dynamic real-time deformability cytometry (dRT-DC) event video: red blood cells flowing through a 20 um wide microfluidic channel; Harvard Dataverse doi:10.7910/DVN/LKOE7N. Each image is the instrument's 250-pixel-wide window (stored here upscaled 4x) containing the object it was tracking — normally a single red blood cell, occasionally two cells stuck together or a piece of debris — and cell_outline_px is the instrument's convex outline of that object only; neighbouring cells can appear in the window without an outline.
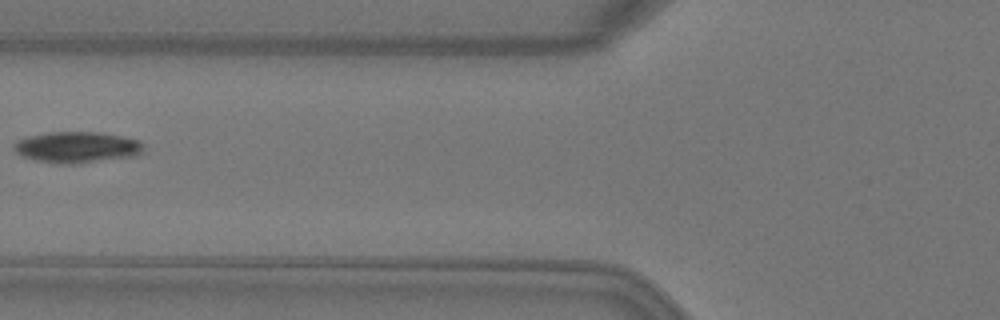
{"species": "Egyptian fruit bat (a non-hibernating species)", "species_latin": "Rousettus aegyptiacus", "temperature_condition": "warm", "stored_images_in_passage": 5, "camera_frame_rate_fps": 3000, "um_per_image_px": 0.085, "animal": {"sex": "female"}, "frame": {"image": 1, "passage_image": 5, "time_ms": 1.333, "image_size_px": [1000, 320], "cell_outline_px": [[144, 152], [136, 156], [76, 164], [60, 164], [36, 160], [24, 156], [16, 152], [12, 148], [12, 144], [16, 140], [28, 136], [48, 132], [100, 132], [124, 136], [140, 140], [144, 144]], "centroid_in_image_um": [6.58, 12.51], "position_along_channel_um": 119.2, "area_um2": 23.93}}